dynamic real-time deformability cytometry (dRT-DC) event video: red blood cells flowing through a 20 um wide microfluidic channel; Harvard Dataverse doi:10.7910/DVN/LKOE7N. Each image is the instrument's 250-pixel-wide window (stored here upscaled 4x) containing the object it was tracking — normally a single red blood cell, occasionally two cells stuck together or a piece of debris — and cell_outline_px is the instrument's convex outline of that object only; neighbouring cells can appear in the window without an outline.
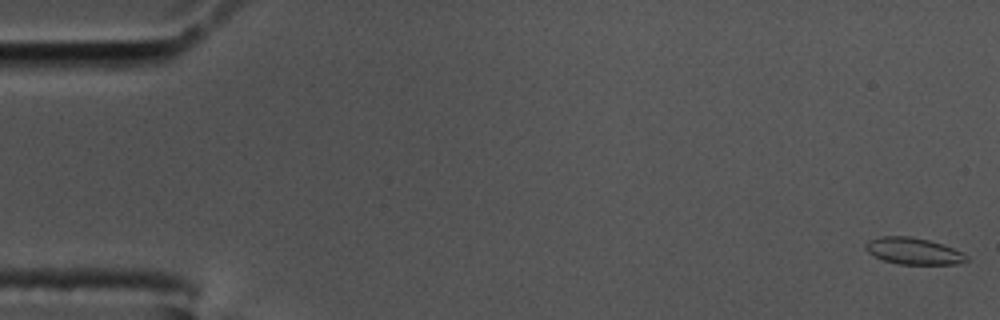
{"species": "common noctule bat (a hibernating species)", "species_latin": "Nyctalus noctula", "temperature_condition": "cold", "stored_images_in_passage": 59, "camera_frame_rate_fps": 3000, "um_per_image_px": 0.085, "animal": {"sex": "male", "body_mass_g": 17.5, "forearm_length_mm": 52.3}, "frame": {"image": 1, "passage_image": 1, "time_ms": 0.0, "image_size_px": [1000, 320], "cell_outline_px": [[968, 260], [956, 264], [900, 264], [884, 260], [868, 252], [864, 248], [868, 240], [880, 236], [908, 236], [928, 240], [964, 252], [968, 256]], "centroid_in_image_um": [77.64, 21.34], "position_along_channel_um": 7.4, "area_um2": 15.49}}
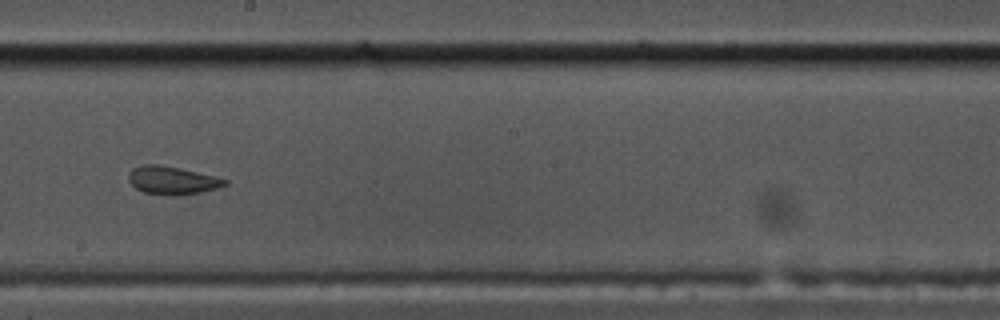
{"frame": {"image": 2, "passage_image": 33, "time_ms": 10.667, "image_size_px": [1000, 320], "cell_outline_px": [[228, 184], [216, 188], [200, 192], [172, 196], [168, 196], [144, 192], [136, 188], [128, 180], [128, 172], [132, 168], [140, 164], [160, 164], [180, 168], [228, 180]], "centroid_in_image_um": [14.58, 15.32], "position_along_channel_um": 233.6, "area_um2": 15.72}}
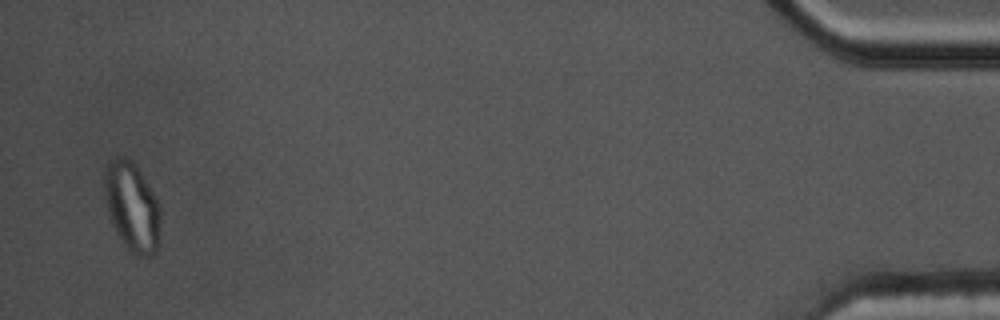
{"frame": {"image": 3, "passage_image": 57, "time_ms": 18.667, "image_size_px": [1000, 320], "cell_outline_px": [[160, 220], [156, 252], [148, 256], [140, 256], [132, 252], [120, 240], [112, 224], [108, 208], [104, 188], [104, 176], [108, 160], [116, 156], [128, 156], [136, 164], [160, 204]], "centroid_in_image_um": [11.22, 17.52], "position_along_channel_um": 424.0, "area_um2": 29.02}}